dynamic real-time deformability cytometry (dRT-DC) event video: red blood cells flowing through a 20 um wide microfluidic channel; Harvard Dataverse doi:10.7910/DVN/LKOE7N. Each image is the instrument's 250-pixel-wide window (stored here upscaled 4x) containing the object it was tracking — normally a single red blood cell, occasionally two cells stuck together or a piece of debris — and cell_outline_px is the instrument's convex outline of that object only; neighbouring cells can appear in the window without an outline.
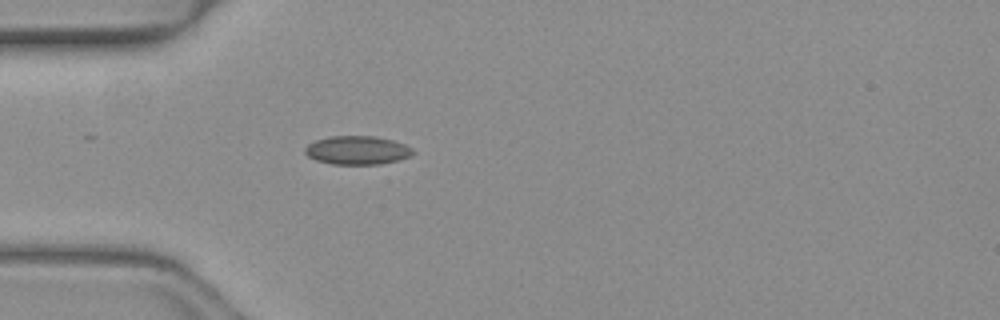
{"species": "common noctule bat (a hibernating species)", "species_latin": "Nyctalus noctula", "temperature_condition": "warm", "stored_images_in_passage": 36, "camera_frame_rate_fps": 3000, "um_per_image_px": 0.085, "animal": {"sex": "female", "body_mass_g": 19.3, "forearm_length_mm": 54.1}, "frame": {"image": 1, "passage_image": 1, "time_ms": 0.0, "image_size_px": [1000, 320], "cell_outline_px": [[416, 152], [408, 156], [396, 160], [380, 164], [332, 164], [316, 160], [308, 156], [304, 152], [304, 148], [308, 144], [316, 140], [328, 136], [376, 136], [392, 140], [404, 144], [412, 148]], "centroid_in_image_um": [30.34, 12.76], "position_along_channel_um": 54.7, "area_um2": 17.92}}
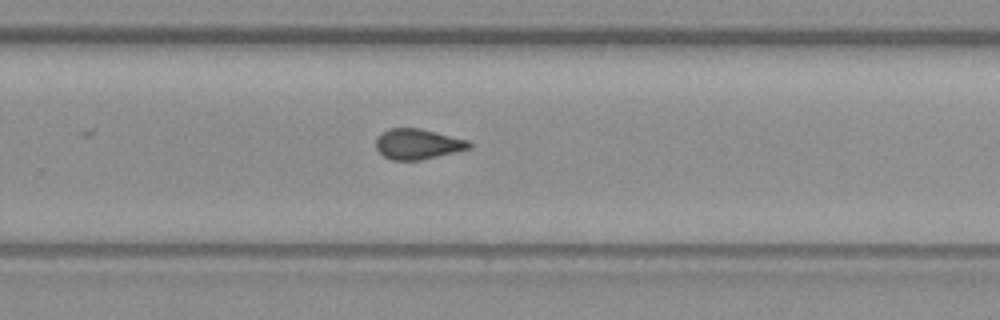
{"frame": {"image": 2, "passage_image": 19, "time_ms": 6.0, "image_size_px": [1000, 320], "cell_outline_px": [[472, 148], [456, 152], [420, 160], [392, 160], [384, 156], [376, 148], [376, 136], [380, 132], [388, 128], [420, 128], [468, 140], [472, 144]], "centroid_in_image_um": [35.49, 12.23], "position_along_channel_um": 294.3, "area_um2": 16.65}}
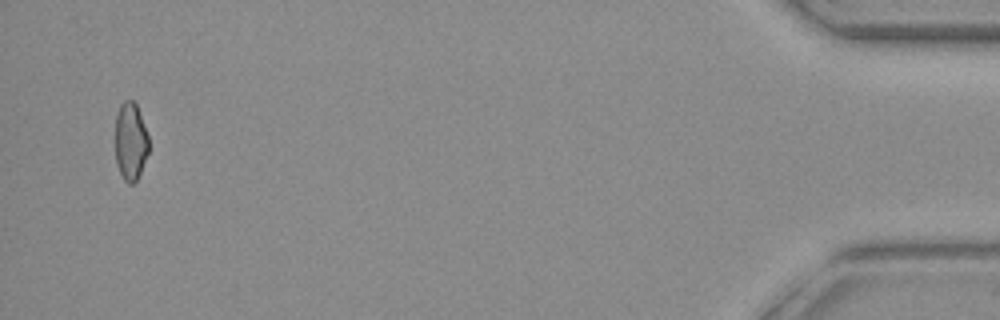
{"frame": {"image": 3, "passage_image": 35, "time_ms": 11.333, "image_size_px": [1000, 320], "cell_outline_px": [[148, 152], [140, 172], [136, 180], [132, 184], [128, 184], [124, 180], [116, 164], [116, 116], [120, 104], [124, 100], [132, 100], [136, 104], [140, 112], [148, 136]], "centroid_in_image_um": [11.09, 12.0], "position_along_channel_um": 424.1, "area_um2": 15.09}, "authors_computed_cell_mechanics": {"area_um2": 16.6464, "velocity_mm_per_s": 4.1002, "shape_relaxation_time_tau1_ms": null, "shape_relaxation_time_tau2_ms": 1.3106, "deformation_change_tau1": null, "deformation_change_tau2": 0.0754}}